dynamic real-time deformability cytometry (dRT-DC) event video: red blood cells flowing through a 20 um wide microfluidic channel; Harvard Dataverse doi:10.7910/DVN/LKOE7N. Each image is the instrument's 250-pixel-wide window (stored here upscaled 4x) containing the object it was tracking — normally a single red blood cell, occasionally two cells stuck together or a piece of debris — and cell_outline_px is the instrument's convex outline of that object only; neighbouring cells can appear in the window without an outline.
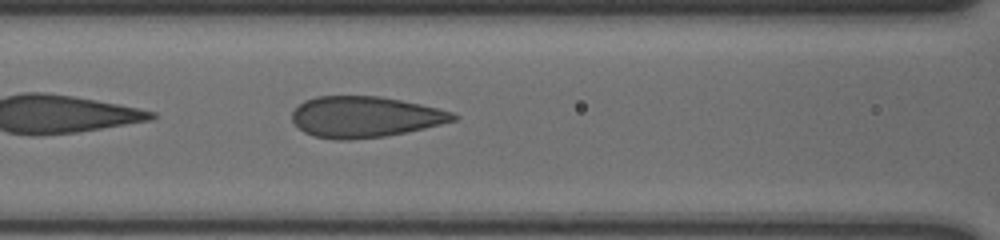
{"species": "human", "species_latin": "Homo sapiens", "temperature_condition": "cold", "stored_images_in_passage": 32, "camera_frame_rate_fps": 3000, "um_per_image_px": 0.085, "donor": {"sex": "male"}, "frame": {"image": 1, "passage_image": 6, "time_ms": 1.667, "image_size_px": [1000, 240], "cell_outline_px": [[460, 116], [456, 120], [424, 128], [384, 136], [352, 140], [336, 140], [316, 136], [304, 132], [292, 120], [292, 112], [304, 100], [316, 96], [380, 96], [420, 104], [452, 112]], "centroid_in_image_um": [31.01, 9.93], "position_along_channel_um": 135.6, "area_um2": 38.26}}
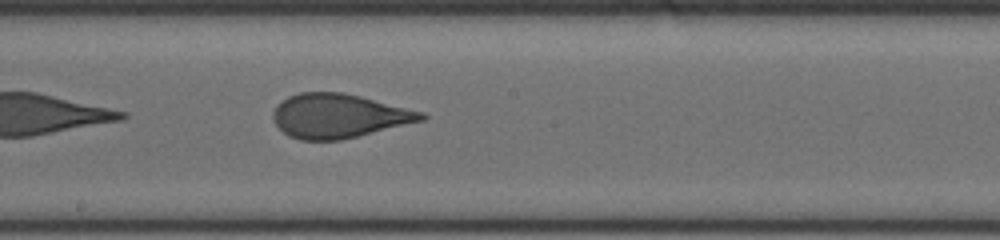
{"frame": {"image": 2, "passage_image": 13, "time_ms": 4.0, "image_size_px": [1000, 240], "cell_outline_px": [[428, 116], [424, 120], [340, 140], [300, 140], [288, 136], [276, 124], [272, 116], [272, 112], [288, 96], [300, 92], [344, 92], [424, 112]], "centroid_in_image_um": [28.79, 9.85], "position_along_channel_um": 219.4, "area_um2": 37.8}}
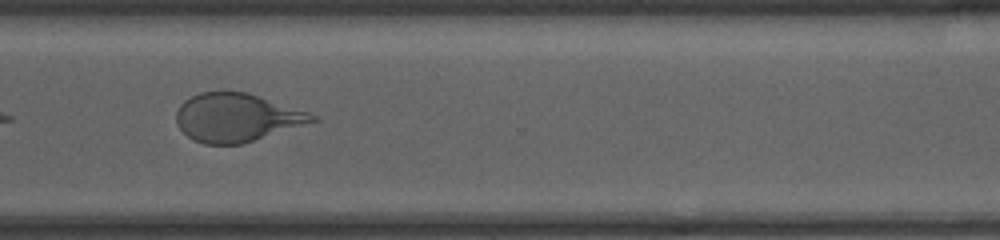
{"frame": {"image": 3, "passage_image": 24, "time_ms": 7.667, "image_size_px": [1000, 240], "cell_outline_px": [[320, 120], [240, 144], [204, 144], [192, 140], [176, 124], [176, 112], [180, 104], [184, 100], [200, 92], [248, 92], [308, 112], [316, 116]], "centroid_in_image_um": [20.09, 9.99], "position_along_channel_um": 350.5, "area_um2": 38.03}}